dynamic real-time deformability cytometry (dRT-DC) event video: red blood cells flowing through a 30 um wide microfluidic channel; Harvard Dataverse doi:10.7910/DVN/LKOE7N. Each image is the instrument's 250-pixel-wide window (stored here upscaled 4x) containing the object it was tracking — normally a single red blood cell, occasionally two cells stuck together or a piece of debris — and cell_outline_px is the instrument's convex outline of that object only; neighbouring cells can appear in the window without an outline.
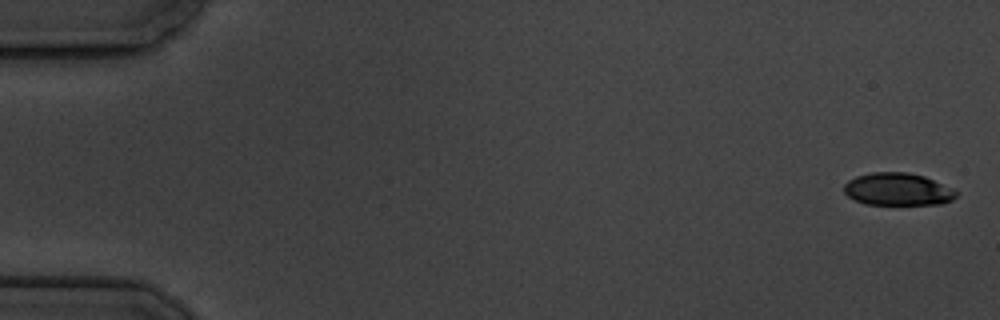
{"species": "common noctule bat (a hibernating species)", "species_latin": "Nyctalus noctula", "temperature_condition": "cold", "stored_images_in_passage": 6, "camera_frame_rate_fps": 3000, "um_per_image_px": 0.085, "animal": {"sex": "male", "body_mass_g": 19.5, "forearm_length_mm": 54.6}, "frame": {"image": 1, "passage_image": 1, "time_ms": 0.0, "image_size_px": [1000, 320], "cell_outline_px": [[960, 192], [952, 200], [940, 204], [864, 204], [848, 196], [844, 192], [844, 184], [848, 180], [856, 176], [872, 172], [908, 172], [924, 176], [952, 188]], "centroid_in_image_um": [76.31, 16.08], "position_along_channel_um": 8.7, "area_um2": 21.27}}
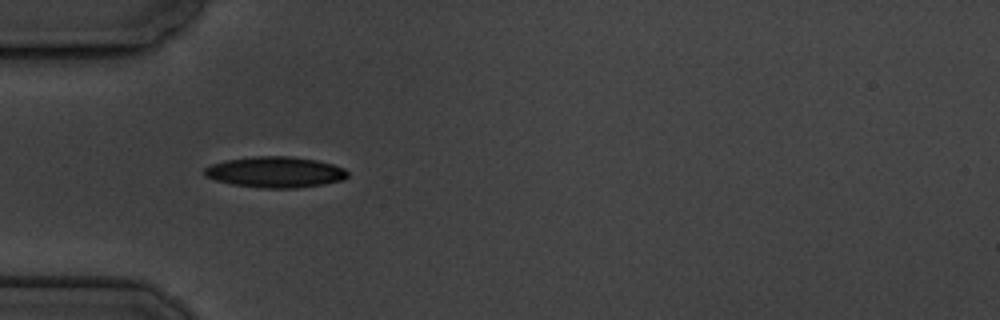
{"frame": {"image": 2, "passage_image": 5, "time_ms": 5.667, "image_size_px": [1000, 320], "cell_outline_px": [[348, 176], [344, 180], [324, 184], [296, 188], [264, 188], [232, 184], [216, 180], [204, 176], [204, 168], [212, 164], [224, 160], [252, 156], [288, 156], [316, 160], [332, 164], [344, 168], [348, 172]], "centroid_in_image_um": [23.4, 14.62], "position_along_channel_um": 61.6, "area_um2": 25.84}}
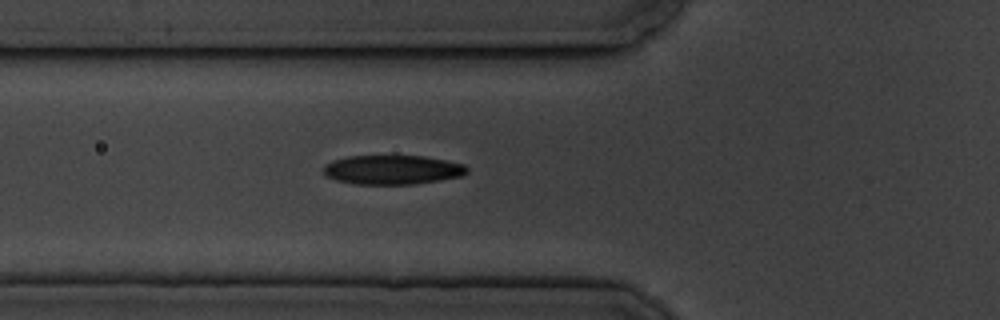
{"frame": {"image": 3, "passage_image": 6, "time_ms": 6.667, "image_size_px": [1000, 320], "cell_outline_px": [[468, 172], [460, 176], [440, 180], [412, 184], [356, 184], [336, 180], [328, 176], [324, 172], [324, 164], [332, 160], [348, 156], [424, 156], [464, 164], [468, 168]], "centroid_in_image_um": [33.35, 14.42], "position_along_channel_um": 92.5, "area_um2": 24.33}}